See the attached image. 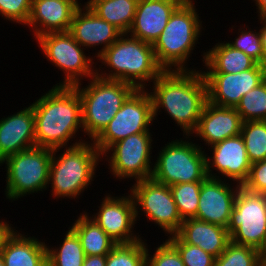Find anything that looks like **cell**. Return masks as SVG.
I'll return each mask as SVG.
<instances>
[{
    "label": "cell",
    "mask_w": 266,
    "mask_h": 266,
    "mask_svg": "<svg viewBox=\"0 0 266 266\" xmlns=\"http://www.w3.org/2000/svg\"><path fill=\"white\" fill-rule=\"evenodd\" d=\"M58 248L47 245L48 266H83L85 253L76 232L70 227Z\"/></svg>",
    "instance_id": "cell-28"
},
{
    "label": "cell",
    "mask_w": 266,
    "mask_h": 266,
    "mask_svg": "<svg viewBox=\"0 0 266 266\" xmlns=\"http://www.w3.org/2000/svg\"><path fill=\"white\" fill-rule=\"evenodd\" d=\"M36 146L31 105L0 119V163L7 157Z\"/></svg>",
    "instance_id": "cell-22"
},
{
    "label": "cell",
    "mask_w": 266,
    "mask_h": 266,
    "mask_svg": "<svg viewBox=\"0 0 266 266\" xmlns=\"http://www.w3.org/2000/svg\"><path fill=\"white\" fill-rule=\"evenodd\" d=\"M230 241L266 250V194L254 193L240 186L227 226Z\"/></svg>",
    "instance_id": "cell-10"
},
{
    "label": "cell",
    "mask_w": 266,
    "mask_h": 266,
    "mask_svg": "<svg viewBox=\"0 0 266 266\" xmlns=\"http://www.w3.org/2000/svg\"><path fill=\"white\" fill-rule=\"evenodd\" d=\"M155 249L151 255L147 246L146 266H185L177 249L167 239Z\"/></svg>",
    "instance_id": "cell-36"
},
{
    "label": "cell",
    "mask_w": 266,
    "mask_h": 266,
    "mask_svg": "<svg viewBox=\"0 0 266 266\" xmlns=\"http://www.w3.org/2000/svg\"><path fill=\"white\" fill-rule=\"evenodd\" d=\"M201 185L202 181L169 186L182 220L196 217Z\"/></svg>",
    "instance_id": "cell-33"
},
{
    "label": "cell",
    "mask_w": 266,
    "mask_h": 266,
    "mask_svg": "<svg viewBox=\"0 0 266 266\" xmlns=\"http://www.w3.org/2000/svg\"><path fill=\"white\" fill-rule=\"evenodd\" d=\"M178 251L185 266H214L215 257L196 245L185 243L177 234L167 239Z\"/></svg>",
    "instance_id": "cell-35"
},
{
    "label": "cell",
    "mask_w": 266,
    "mask_h": 266,
    "mask_svg": "<svg viewBox=\"0 0 266 266\" xmlns=\"http://www.w3.org/2000/svg\"><path fill=\"white\" fill-rule=\"evenodd\" d=\"M52 149L34 146L4 159L6 168L5 196L15 201L49 188Z\"/></svg>",
    "instance_id": "cell-8"
},
{
    "label": "cell",
    "mask_w": 266,
    "mask_h": 266,
    "mask_svg": "<svg viewBox=\"0 0 266 266\" xmlns=\"http://www.w3.org/2000/svg\"><path fill=\"white\" fill-rule=\"evenodd\" d=\"M32 0H0V16L11 23L27 24Z\"/></svg>",
    "instance_id": "cell-37"
},
{
    "label": "cell",
    "mask_w": 266,
    "mask_h": 266,
    "mask_svg": "<svg viewBox=\"0 0 266 266\" xmlns=\"http://www.w3.org/2000/svg\"><path fill=\"white\" fill-rule=\"evenodd\" d=\"M129 192L134 201L136 220L139 221V215L143 213L146 220L154 222L167 234L165 236L179 231L183 220L169 186L148 178L136 181Z\"/></svg>",
    "instance_id": "cell-12"
},
{
    "label": "cell",
    "mask_w": 266,
    "mask_h": 266,
    "mask_svg": "<svg viewBox=\"0 0 266 266\" xmlns=\"http://www.w3.org/2000/svg\"><path fill=\"white\" fill-rule=\"evenodd\" d=\"M89 80L85 87L81 86L82 81L73 87L81 98L83 134L93 141L136 88L129 83L107 80L97 75Z\"/></svg>",
    "instance_id": "cell-6"
},
{
    "label": "cell",
    "mask_w": 266,
    "mask_h": 266,
    "mask_svg": "<svg viewBox=\"0 0 266 266\" xmlns=\"http://www.w3.org/2000/svg\"><path fill=\"white\" fill-rule=\"evenodd\" d=\"M137 2L138 0H87L85 4L122 33H128L134 21Z\"/></svg>",
    "instance_id": "cell-27"
},
{
    "label": "cell",
    "mask_w": 266,
    "mask_h": 266,
    "mask_svg": "<svg viewBox=\"0 0 266 266\" xmlns=\"http://www.w3.org/2000/svg\"><path fill=\"white\" fill-rule=\"evenodd\" d=\"M242 186L248 191L266 194V159L251 164L249 176Z\"/></svg>",
    "instance_id": "cell-38"
},
{
    "label": "cell",
    "mask_w": 266,
    "mask_h": 266,
    "mask_svg": "<svg viewBox=\"0 0 266 266\" xmlns=\"http://www.w3.org/2000/svg\"><path fill=\"white\" fill-rule=\"evenodd\" d=\"M82 4L66 0H32L27 26L35 40L47 33L69 32L73 15Z\"/></svg>",
    "instance_id": "cell-19"
},
{
    "label": "cell",
    "mask_w": 266,
    "mask_h": 266,
    "mask_svg": "<svg viewBox=\"0 0 266 266\" xmlns=\"http://www.w3.org/2000/svg\"><path fill=\"white\" fill-rule=\"evenodd\" d=\"M128 194L115 197L108 193L100 202L98 212L90 216L116 244H129L143 238L133 230L137 223L135 205L132 195Z\"/></svg>",
    "instance_id": "cell-14"
},
{
    "label": "cell",
    "mask_w": 266,
    "mask_h": 266,
    "mask_svg": "<svg viewBox=\"0 0 266 266\" xmlns=\"http://www.w3.org/2000/svg\"><path fill=\"white\" fill-rule=\"evenodd\" d=\"M151 85L152 90H147L151 91L154 119L162 108L180 126L183 136H191L208 100L202 70L163 71Z\"/></svg>",
    "instance_id": "cell-1"
},
{
    "label": "cell",
    "mask_w": 266,
    "mask_h": 266,
    "mask_svg": "<svg viewBox=\"0 0 266 266\" xmlns=\"http://www.w3.org/2000/svg\"><path fill=\"white\" fill-rule=\"evenodd\" d=\"M264 262L259 250L229 242L221 255L215 258L214 266H260Z\"/></svg>",
    "instance_id": "cell-32"
},
{
    "label": "cell",
    "mask_w": 266,
    "mask_h": 266,
    "mask_svg": "<svg viewBox=\"0 0 266 266\" xmlns=\"http://www.w3.org/2000/svg\"><path fill=\"white\" fill-rule=\"evenodd\" d=\"M146 241L116 244L106 256V266H146Z\"/></svg>",
    "instance_id": "cell-30"
},
{
    "label": "cell",
    "mask_w": 266,
    "mask_h": 266,
    "mask_svg": "<svg viewBox=\"0 0 266 266\" xmlns=\"http://www.w3.org/2000/svg\"><path fill=\"white\" fill-rule=\"evenodd\" d=\"M257 7L258 19L263 20L266 17V0H253Z\"/></svg>",
    "instance_id": "cell-41"
},
{
    "label": "cell",
    "mask_w": 266,
    "mask_h": 266,
    "mask_svg": "<svg viewBox=\"0 0 266 266\" xmlns=\"http://www.w3.org/2000/svg\"><path fill=\"white\" fill-rule=\"evenodd\" d=\"M241 135L251 164L266 159V121L243 122Z\"/></svg>",
    "instance_id": "cell-29"
},
{
    "label": "cell",
    "mask_w": 266,
    "mask_h": 266,
    "mask_svg": "<svg viewBox=\"0 0 266 266\" xmlns=\"http://www.w3.org/2000/svg\"><path fill=\"white\" fill-rule=\"evenodd\" d=\"M14 228L0 250L4 266H48L47 244Z\"/></svg>",
    "instance_id": "cell-23"
},
{
    "label": "cell",
    "mask_w": 266,
    "mask_h": 266,
    "mask_svg": "<svg viewBox=\"0 0 266 266\" xmlns=\"http://www.w3.org/2000/svg\"><path fill=\"white\" fill-rule=\"evenodd\" d=\"M83 266H106V256H85Z\"/></svg>",
    "instance_id": "cell-39"
},
{
    "label": "cell",
    "mask_w": 266,
    "mask_h": 266,
    "mask_svg": "<svg viewBox=\"0 0 266 266\" xmlns=\"http://www.w3.org/2000/svg\"><path fill=\"white\" fill-rule=\"evenodd\" d=\"M210 148L212 155L206 154L208 177L219 179L225 177V180L235 181L242 186L249 176L251 167L242 135L227 138L211 145ZM214 170L218 173H214ZM217 174H221L222 177Z\"/></svg>",
    "instance_id": "cell-16"
},
{
    "label": "cell",
    "mask_w": 266,
    "mask_h": 266,
    "mask_svg": "<svg viewBox=\"0 0 266 266\" xmlns=\"http://www.w3.org/2000/svg\"><path fill=\"white\" fill-rule=\"evenodd\" d=\"M152 133L142 132L130 135L112 144L103 154L109 163L110 173L117 179H134L140 181L151 178L153 164L152 154ZM109 156H108V155ZM108 159V160H107Z\"/></svg>",
    "instance_id": "cell-13"
},
{
    "label": "cell",
    "mask_w": 266,
    "mask_h": 266,
    "mask_svg": "<svg viewBox=\"0 0 266 266\" xmlns=\"http://www.w3.org/2000/svg\"><path fill=\"white\" fill-rule=\"evenodd\" d=\"M176 234L185 243L196 245L215 258L221 255L230 242L227 228L196 218L183 220Z\"/></svg>",
    "instance_id": "cell-24"
},
{
    "label": "cell",
    "mask_w": 266,
    "mask_h": 266,
    "mask_svg": "<svg viewBox=\"0 0 266 266\" xmlns=\"http://www.w3.org/2000/svg\"><path fill=\"white\" fill-rule=\"evenodd\" d=\"M207 177L202 181L196 219L227 228L235 198L241 185ZM228 181V182H227ZM227 182V183H226Z\"/></svg>",
    "instance_id": "cell-17"
},
{
    "label": "cell",
    "mask_w": 266,
    "mask_h": 266,
    "mask_svg": "<svg viewBox=\"0 0 266 266\" xmlns=\"http://www.w3.org/2000/svg\"><path fill=\"white\" fill-rule=\"evenodd\" d=\"M185 0H138L133 24L128 32L132 37L154 44L173 12Z\"/></svg>",
    "instance_id": "cell-20"
},
{
    "label": "cell",
    "mask_w": 266,
    "mask_h": 266,
    "mask_svg": "<svg viewBox=\"0 0 266 266\" xmlns=\"http://www.w3.org/2000/svg\"><path fill=\"white\" fill-rule=\"evenodd\" d=\"M95 60H100L105 66L103 68L108 69L103 72V68L98 65V77L126 82L136 89H147V82L153 83L164 71L156 61L153 45L128 33H123Z\"/></svg>",
    "instance_id": "cell-3"
},
{
    "label": "cell",
    "mask_w": 266,
    "mask_h": 266,
    "mask_svg": "<svg viewBox=\"0 0 266 266\" xmlns=\"http://www.w3.org/2000/svg\"><path fill=\"white\" fill-rule=\"evenodd\" d=\"M261 25V38H262V44H263V49L265 52L266 56V22L264 20H260Z\"/></svg>",
    "instance_id": "cell-42"
},
{
    "label": "cell",
    "mask_w": 266,
    "mask_h": 266,
    "mask_svg": "<svg viewBox=\"0 0 266 266\" xmlns=\"http://www.w3.org/2000/svg\"><path fill=\"white\" fill-rule=\"evenodd\" d=\"M236 110L243 122L266 121V79L241 98Z\"/></svg>",
    "instance_id": "cell-31"
},
{
    "label": "cell",
    "mask_w": 266,
    "mask_h": 266,
    "mask_svg": "<svg viewBox=\"0 0 266 266\" xmlns=\"http://www.w3.org/2000/svg\"><path fill=\"white\" fill-rule=\"evenodd\" d=\"M6 220H0V250L5 238L12 232L14 226Z\"/></svg>",
    "instance_id": "cell-40"
},
{
    "label": "cell",
    "mask_w": 266,
    "mask_h": 266,
    "mask_svg": "<svg viewBox=\"0 0 266 266\" xmlns=\"http://www.w3.org/2000/svg\"><path fill=\"white\" fill-rule=\"evenodd\" d=\"M183 137L186 140L172 139L161 147L153 165L152 179L171 186L204 181L208 177L205 149L198 143L191 142V136Z\"/></svg>",
    "instance_id": "cell-7"
},
{
    "label": "cell",
    "mask_w": 266,
    "mask_h": 266,
    "mask_svg": "<svg viewBox=\"0 0 266 266\" xmlns=\"http://www.w3.org/2000/svg\"><path fill=\"white\" fill-rule=\"evenodd\" d=\"M220 42L201 55L206 69L202 73H239L258 64L242 51L230 46L227 41Z\"/></svg>",
    "instance_id": "cell-25"
},
{
    "label": "cell",
    "mask_w": 266,
    "mask_h": 266,
    "mask_svg": "<svg viewBox=\"0 0 266 266\" xmlns=\"http://www.w3.org/2000/svg\"><path fill=\"white\" fill-rule=\"evenodd\" d=\"M263 260L266 262V250L263 253Z\"/></svg>",
    "instance_id": "cell-43"
},
{
    "label": "cell",
    "mask_w": 266,
    "mask_h": 266,
    "mask_svg": "<svg viewBox=\"0 0 266 266\" xmlns=\"http://www.w3.org/2000/svg\"><path fill=\"white\" fill-rule=\"evenodd\" d=\"M34 112L36 146L57 149L77 146L87 142L76 139L82 125V103L78 91L73 86H53L31 103ZM75 136V137H74Z\"/></svg>",
    "instance_id": "cell-2"
},
{
    "label": "cell",
    "mask_w": 266,
    "mask_h": 266,
    "mask_svg": "<svg viewBox=\"0 0 266 266\" xmlns=\"http://www.w3.org/2000/svg\"><path fill=\"white\" fill-rule=\"evenodd\" d=\"M208 101L219 106L236 108L241 98L266 79V65L239 73H203Z\"/></svg>",
    "instance_id": "cell-15"
},
{
    "label": "cell",
    "mask_w": 266,
    "mask_h": 266,
    "mask_svg": "<svg viewBox=\"0 0 266 266\" xmlns=\"http://www.w3.org/2000/svg\"><path fill=\"white\" fill-rule=\"evenodd\" d=\"M194 2L195 0H185L173 12L153 44L156 61L164 71L197 70L186 64L202 35L201 29H204Z\"/></svg>",
    "instance_id": "cell-4"
},
{
    "label": "cell",
    "mask_w": 266,
    "mask_h": 266,
    "mask_svg": "<svg viewBox=\"0 0 266 266\" xmlns=\"http://www.w3.org/2000/svg\"><path fill=\"white\" fill-rule=\"evenodd\" d=\"M154 120L149 91L136 89L92 142L102 155L112 144L130 135L150 132V125Z\"/></svg>",
    "instance_id": "cell-11"
},
{
    "label": "cell",
    "mask_w": 266,
    "mask_h": 266,
    "mask_svg": "<svg viewBox=\"0 0 266 266\" xmlns=\"http://www.w3.org/2000/svg\"><path fill=\"white\" fill-rule=\"evenodd\" d=\"M244 28L246 30L243 29V27L238 29V37L236 36L234 41L230 40V42L228 41L227 43L254 59L258 64L266 65V56L261 38V28L258 29L259 32L256 29L254 31L252 29L251 31V28H248V25Z\"/></svg>",
    "instance_id": "cell-34"
},
{
    "label": "cell",
    "mask_w": 266,
    "mask_h": 266,
    "mask_svg": "<svg viewBox=\"0 0 266 266\" xmlns=\"http://www.w3.org/2000/svg\"><path fill=\"white\" fill-rule=\"evenodd\" d=\"M52 150L49 184L55 199H77L94 181L98 163L102 155L91 141L77 146ZM56 156V157H55Z\"/></svg>",
    "instance_id": "cell-5"
},
{
    "label": "cell",
    "mask_w": 266,
    "mask_h": 266,
    "mask_svg": "<svg viewBox=\"0 0 266 266\" xmlns=\"http://www.w3.org/2000/svg\"><path fill=\"white\" fill-rule=\"evenodd\" d=\"M89 216L86 211L80 213L71 228L78 235L85 256H107L116 243Z\"/></svg>",
    "instance_id": "cell-26"
},
{
    "label": "cell",
    "mask_w": 266,
    "mask_h": 266,
    "mask_svg": "<svg viewBox=\"0 0 266 266\" xmlns=\"http://www.w3.org/2000/svg\"><path fill=\"white\" fill-rule=\"evenodd\" d=\"M242 119L236 108L215 105L206 101L194 137L201 138L208 147L241 134Z\"/></svg>",
    "instance_id": "cell-21"
},
{
    "label": "cell",
    "mask_w": 266,
    "mask_h": 266,
    "mask_svg": "<svg viewBox=\"0 0 266 266\" xmlns=\"http://www.w3.org/2000/svg\"><path fill=\"white\" fill-rule=\"evenodd\" d=\"M47 61L63 71V81L55 86H74L96 75L95 57L86 56V50L69 32L47 33L36 39ZM95 64V65H93ZM95 69V70H94Z\"/></svg>",
    "instance_id": "cell-9"
},
{
    "label": "cell",
    "mask_w": 266,
    "mask_h": 266,
    "mask_svg": "<svg viewBox=\"0 0 266 266\" xmlns=\"http://www.w3.org/2000/svg\"><path fill=\"white\" fill-rule=\"evenodd\" d=\"M69 33L86 50L102 46L93 56L98 57L123 33L112 24L100 18L86 4L79 7L72 18ZM96 55V56H95Z\"/></svg>",
    "instance_id": "cell-18"
},
{
    "label": "cell",
    "mask_w": 266,
    "mask_h": 266,
    "mask_svg": "<svg viewBox=\"0 0 266 266\" xmlns=\"http://www.w3.org/2000/svg\"><path fill=\"white\" fill-rule=\"evenodd\" d=\"M260 266H266V262L264 261Z\"/></svg>",
    "instance_id": "cell-45"
},
{
    "label": "cell",
    "mask_w": 266,
    "mask_h": 266,
    "mask_svg": "<svg viewBox=\"0 0 266 266\" xmlns=\"http://www.w3.org/2000/svg\"><path fill=\"white\" fill-rule=\"evenodd\" d=\"M0 266H4L3 260L0 258Z\"/></svg>",
    "instance_id": "cell-44"
}]
</instances>
